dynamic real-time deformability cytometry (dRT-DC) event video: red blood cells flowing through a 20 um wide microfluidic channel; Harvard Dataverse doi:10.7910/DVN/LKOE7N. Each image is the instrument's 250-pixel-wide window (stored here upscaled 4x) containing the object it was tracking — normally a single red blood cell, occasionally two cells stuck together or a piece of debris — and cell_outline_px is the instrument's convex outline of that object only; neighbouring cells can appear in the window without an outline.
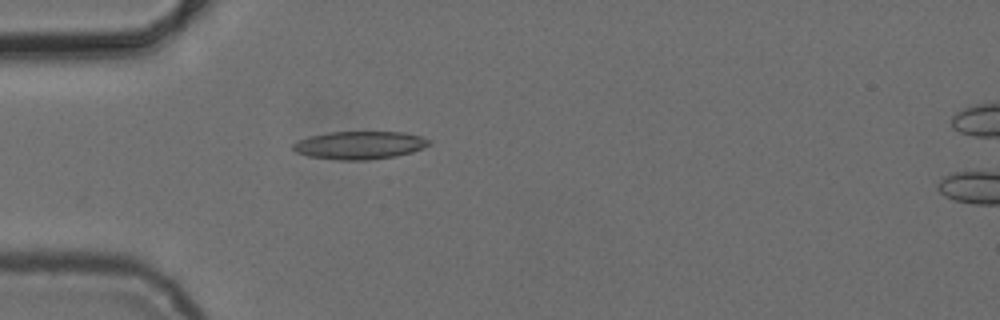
{"species": "common noctule bat (a hibernating species)", "species_latin": "Nyctalus noctula", "temperature_condition": "cold", "stored_images_in_passage": 5, "camera_frame_rate_fps": 3000, "um_per_image_px": 0.085, "animal": {"sex": "female", "body_mass_g": 24.6, "forearm_length_mm": 56.2}, "frame": {"image": 1, "passage_image": 4, "time_ms": 5.0, "image_size_px": [1000, 320], "cell_outline_px": [[432, 144], [412, 152], [396, 156], [368, 160], [336, 160], [308, 156], [296, 152], [292, 148], [292, 144], [308, 136], [328, 132], [404, 132], [420, 136], [432, 140]], "centroid_in_image_um": [30.58, 12.34], "position_along_channel_um": 54.4, "area_um2": 22.31}}